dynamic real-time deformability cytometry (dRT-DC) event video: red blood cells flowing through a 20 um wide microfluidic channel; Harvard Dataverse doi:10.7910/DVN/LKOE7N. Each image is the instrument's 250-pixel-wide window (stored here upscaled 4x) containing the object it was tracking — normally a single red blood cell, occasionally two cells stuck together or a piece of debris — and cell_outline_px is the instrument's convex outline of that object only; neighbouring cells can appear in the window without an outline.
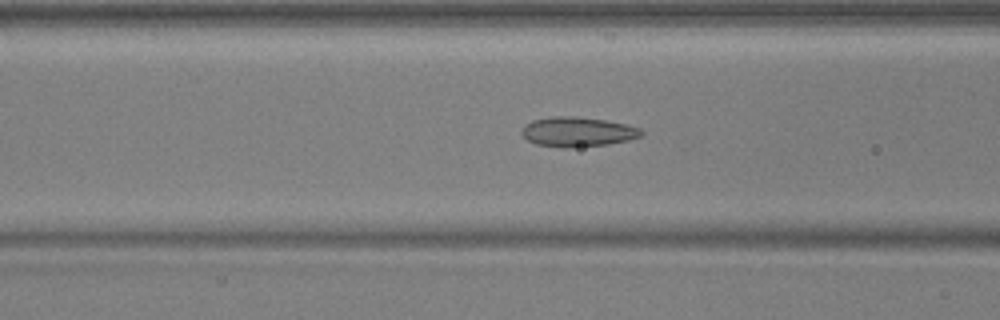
{"species": "common noctule bat (a hibernating species)", "species_latin": "Nyctalus noctula", "temperature_condition": "warm", "stored_images_in_passage": 54, "camera_frame_rate_fps": 3000, "um_per_image_px": 0.085, "animal": {"sex": "male", "body_mass_g": 17.9, "forearm_length_mm": 54.2}, "frame": {"image": 1, "passage_image": 22, "time_ms": 7.0, "image_size_px": [1000, 320], "cell_outline_px": [[644, 132], [640, 136], [628, 140], [608, 144], [568, 148], [560, 148], [536, 144], [528, 140], [520, 132], [524, 124], [532, 120], [552, 116], [576, 116], [604, 120], [624, 124], [640, 128]], "centroid_in_image_um": [49.05, 11.21], "position_along_channel_um": 117.5, "area_um2": 20.75}}
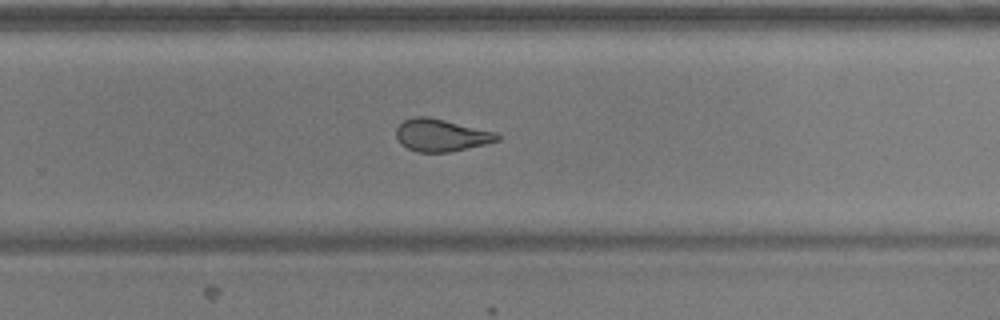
{"frame": {"image": 2, "passage_image": 36, "time_ms": 11.667, "image_size_px": [1000, 320], "cell_outline_px": [[500, 140], [484, 144], [448, 152], [416, 152], [400, 144], [396, 136], [396, 128], [404, 120], [412, 116], [428, 116], [496, 132], [500, 136]], "centroid_in_image_um": [37.46, 11.48], "position_along_channel_um": 292.3, "area_um2": 19.02}}
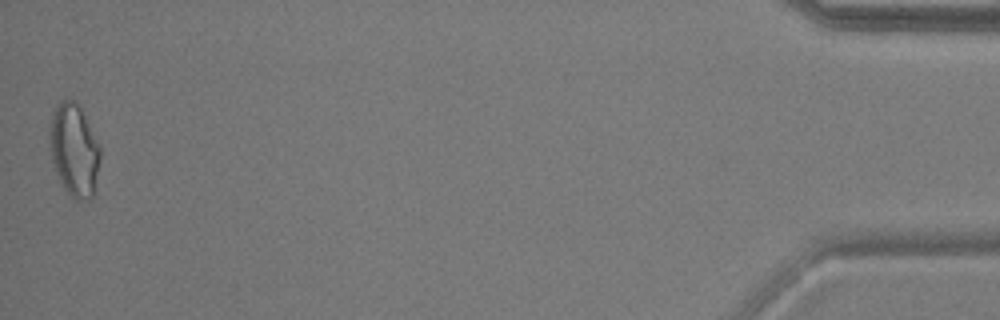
{"frame": {"image": 3, "passage_image": 54, "time_ms": 17.667, "image_size_px": [1000, 320], "cell_outline_px": [[100, 160], [92, 196], [88, 200], [76, 200], [60, 184], [52, 160], [48, 136], [48, 132], [52, 112], [56, 104], [64, 100], [76, 100], [100, 148]], "centroid_in_image_um": [6.26, 12.75], "position_along_channel_um": 428.9, "area_um2": 27.05}, "authors_computed_cell_mechanics": {"area_um2": 20.9814, "velocity_mm_per_s": 3.7501, "shape_relaxation_time_tau1_ms": 8.1744, "shape_relaxation_time_tau2_ms": 1.5317, "deformation_change_tau1": 0.1771, "deformation_change_tau2": 0.0839}}